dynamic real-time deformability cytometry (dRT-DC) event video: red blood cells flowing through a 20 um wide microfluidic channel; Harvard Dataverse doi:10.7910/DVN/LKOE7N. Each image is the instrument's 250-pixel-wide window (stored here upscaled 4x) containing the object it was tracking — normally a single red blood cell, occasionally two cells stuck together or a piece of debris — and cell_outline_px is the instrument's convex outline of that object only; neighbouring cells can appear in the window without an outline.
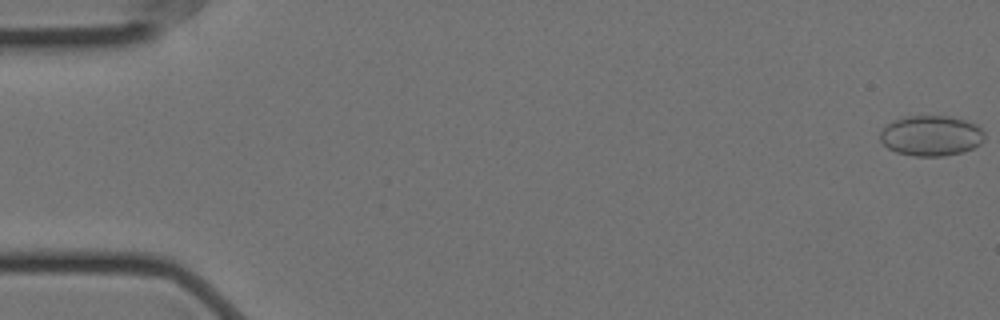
{"species": "Egyptian fruit bat (a non-hibernating species)", "species_latin": "Rousettus aegyptiacus", "temperature_condition": "cold", "stored_images_in_passage": 56, "camera_frame_rate_fps": 3000, "um_per_image_px": 0.085, "animal": {"sex": "female"}, "frame": {"image": 1, "passage_image": 1, "time_ms": 0.0, "image_size_px": [1000, 320], "cell_outline_px": [[984, 140], [980, 144], [964, 152], [944, 156], [912, 156], [896, 152], [888, 148], [880, 140], [880, 132], [884, 124], [892, 120], [908, 116], [948, 116], [964, 120], [976, 124], [984, 128]], "centroid_in_image_um": [79.14, 11.53], "position_along_channel_um": 5.9, "area_um2": 24.91}}
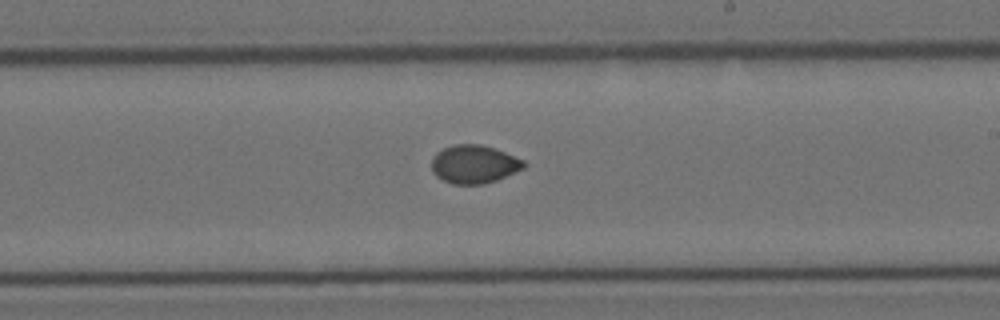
{"frame": {"image": 2, "passage_image": 34, "time_ms": 11.0, "image_size_px": [1000, 320], "cell_outline_px": [[528, 164], [524, 168], [496, 180], [484, 184], [452, 184], [436, 176], [432, 172], [432, 156], [436, 152], [452, 144], [480, 144], [496, 148], [524, 160]], "centroid_in_image_um": [40.3, 13.94], "position_along_channel_um": 248.7, "area_um2": 20.75}}
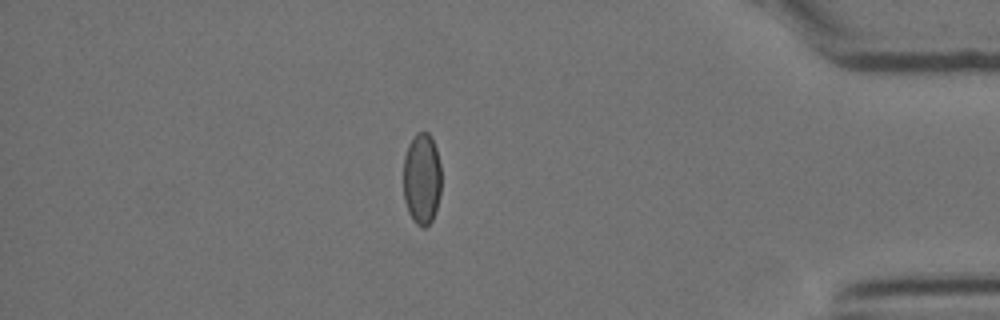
{"frame": {"image": 3, "passage_image": 50, "time_ms": 16.333, "image_size_px": [1000, 320], "cell_outline_px": [[440, 196], [432, 220], [424, 228], [420, 228], [412, 220], [408, 212], [404, 200], [404, 156], [408, 144], [416, 132], [428, 132], [432, 136], [436, 148], [440, 164]], "centroid_in_image_um": [35.85, 15.19], "position_along_channel_um": 399.4, "area_um2": 20.46}}